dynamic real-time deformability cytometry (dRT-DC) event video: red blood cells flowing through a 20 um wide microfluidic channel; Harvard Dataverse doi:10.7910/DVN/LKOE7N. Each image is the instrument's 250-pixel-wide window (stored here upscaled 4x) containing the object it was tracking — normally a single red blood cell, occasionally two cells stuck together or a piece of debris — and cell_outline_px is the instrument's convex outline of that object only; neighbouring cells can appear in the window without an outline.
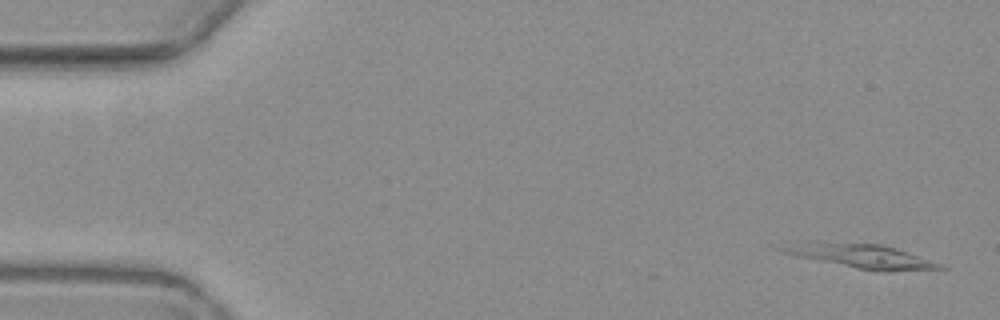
{"species": "common noctule bat (a hibernating species)", "species_latin": "Nyctalus noctula", "temperature_condition": "warm", "stored_images_in_passage": 3, "camera_frame_rate_fps": 3000, "um_per_image_px": 0.085, "animal": {"sex": "female", "body_mass_g": 19.3, "forearm_length_mm": 54.1}, "frame": {"image": 1, "passage_image": 1, "time_ms": 0.0, "image_size_px": [1000, 320], "cell_outline_px": [[948, 268], [856, 268], [792, 256], [780, 252], [772, 248], [808, 240], [880, 244], [896, 248], [940, 264]], "centroid_in_image_um": [72.82, 21.67], "position_along_channel_um": 12.2, "area_um2": 21.21}}